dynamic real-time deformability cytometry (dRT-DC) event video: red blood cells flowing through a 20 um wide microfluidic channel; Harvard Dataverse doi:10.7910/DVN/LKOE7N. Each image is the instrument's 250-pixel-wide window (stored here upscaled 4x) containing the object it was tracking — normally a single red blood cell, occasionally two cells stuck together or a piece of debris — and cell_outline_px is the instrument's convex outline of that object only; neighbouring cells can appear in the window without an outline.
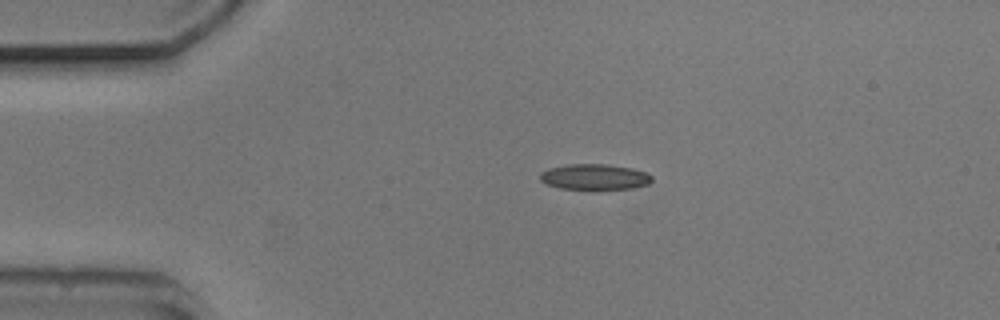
{"species": "common noctule bat (a hibernating species)", "species_latin": "Nyctalus noctula", "temperature_condition": "cold", "stored_images_in_passage": 32, "camera_frame_rate_fps": 3000, "um_per_image_px": 0.085, "animal": {"sex": "male", "body_mass_g": 20.5, "forearm_length_mm": 52.5}, "frame": {"image": 1, "passage_image": 1, "time_ms": 0.0, "image_size_px": [1000, 320], "cell_outline_px": [[652, 180], [648, 184], [632, 188], [596, 192], [592, 192], [560, 188], [548, 184], [540, 180], [540, 172], [548, 168], [568, 164], [608, 164], [632, 168], [644, 172], [652, 176]], "centroid_in_image_um": [50.53, 15.08], "position_along_channel_um": 34.5, "area_um2": 17.51}}
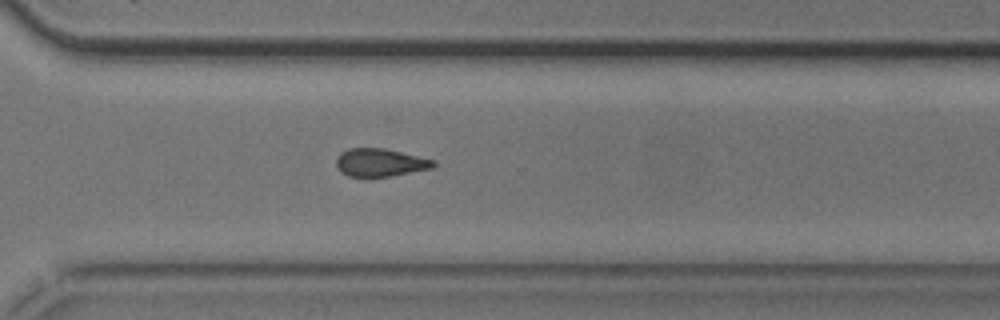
{"frame": {"image": 2, "passage_image": 28, "time_ms": 9.0, "image_size_px": [1000, 320], "cell_outline_px": [[436, 164], [432, 168], [368, 180], [364, 180], [348, 176], [340, 172], [336, 164], [336, 160], [340, 152], [348, 148], [384, 148], [436, 160]], "centroid_in_image_um": [32.26, 13.85], "position_along_channel_um": 338.3, "area_um2": 16.42}}
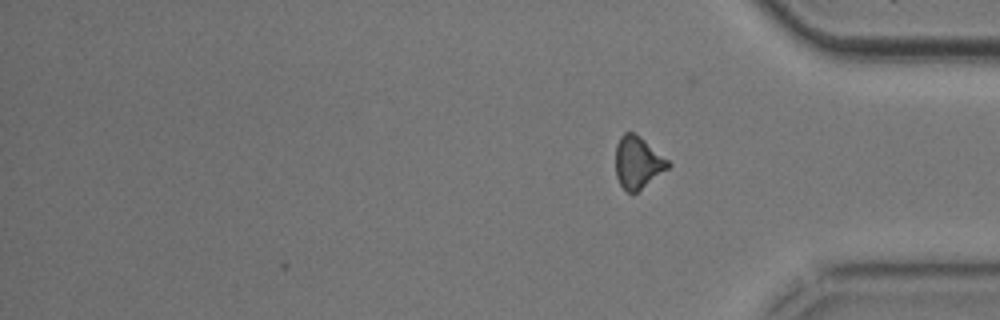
{"frame": {"image": 3, "passage_image": 32, "time_ms": 10.333, "image_size_px": [1000, 320], "cell_outline_px": [[672, 164], [668, 168], [636, 192], [628, 192], [620, 184], [616, 176], [616, 144], [620, 136], [624, 132], [632, 132], [640, 136], [668, 160]], "centroid_in_image_um": [54.19, 13.78], "position_along_channel_um": 381.0, "area_um2": 15.66}, "authors_computed_cell_mechanics": {"area_um2": 16.762, "velocity_mm_per_s": 3.798, "shape_relaxation_time_tau1_ms": 4.9002, "shape_relaxation_time_tau2_ms": 3.0323, "deformation_change_tau1": 0.1232, "deformation_change_tau2": 0.0896}}